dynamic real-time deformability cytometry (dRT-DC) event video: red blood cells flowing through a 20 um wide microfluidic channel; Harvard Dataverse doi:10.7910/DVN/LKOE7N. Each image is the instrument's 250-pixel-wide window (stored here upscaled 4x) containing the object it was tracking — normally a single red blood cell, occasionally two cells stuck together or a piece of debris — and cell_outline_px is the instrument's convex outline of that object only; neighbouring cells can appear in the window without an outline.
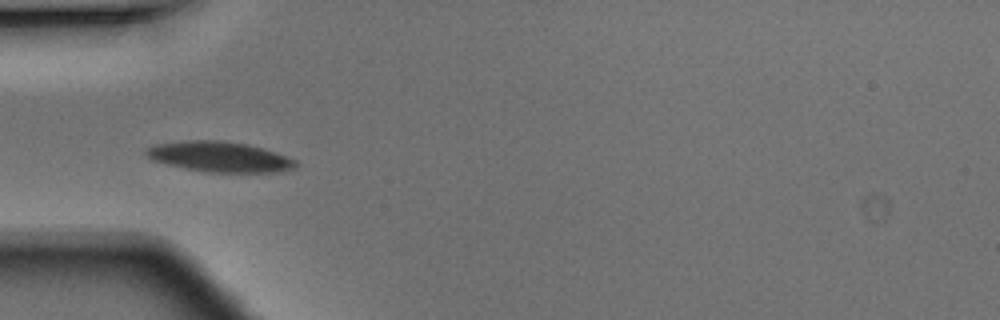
{"species": "Egyptian fruit bat (a non-hibernating species)", "species_latin": "Rousettus aegyptiacus", "temperature_condition": "warm", "stored_images_in_passage": 20, "segment_of_instrument_passage": [2, 2], "camera_frame_rate_fps": 3000, "um_per_image_px": 0.085, "animal": {"sex": "male"}, "frame": {"image": 1, "passage_image": 16, "time_ms": 5.0, "image_size_px": [1000, 320], "cell_outline_px": [[296, 260], [292, 276], [256, 280], [252, 240], [276, 228]], "centroid_in_image_um": [23.15, 21.82], "position_along_channel_um": 61.8, "area_um2": 11.73}}